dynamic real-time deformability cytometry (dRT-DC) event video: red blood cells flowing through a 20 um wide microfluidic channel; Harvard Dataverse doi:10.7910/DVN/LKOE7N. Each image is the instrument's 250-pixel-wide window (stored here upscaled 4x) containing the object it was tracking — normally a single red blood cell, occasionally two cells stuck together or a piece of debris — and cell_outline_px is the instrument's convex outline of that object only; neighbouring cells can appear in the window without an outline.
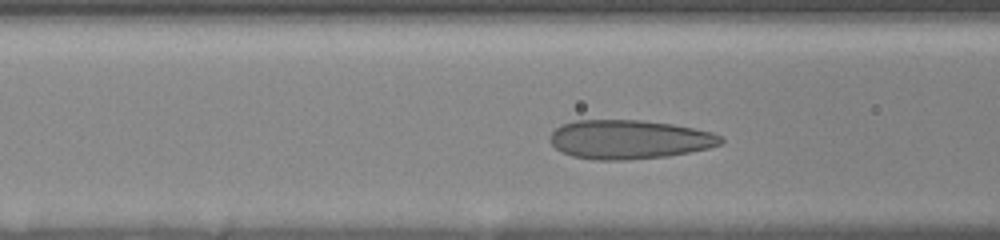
{"species": "human", "species_latin": "Homo sapiens", "temperature_condition": "room temperature", "stored_images_in_passage": 39, "camera_frame_rate_fps": 3000, "um_per_image_px": 0.085, "donor": {"sex": "female"}, "frame": {"image": 1, "passage_image": 17, "time_ms": 4.0, "image_size_px": [1000, 240], "cell_outline_px": [[724, 140], [720, 144], [708, 148], [668, 156], [624, 160], [592, 160], [572, 156], [560, 152], [552, 144], [552, 132], [560, 124], [572, 120], [640, 120], [672, 124], [712, 132], [720, 136]], "centroid_in_image_um": [53.45, 11.85], "position_along_channel_um": 113.2, "area_um2": 38.78}}
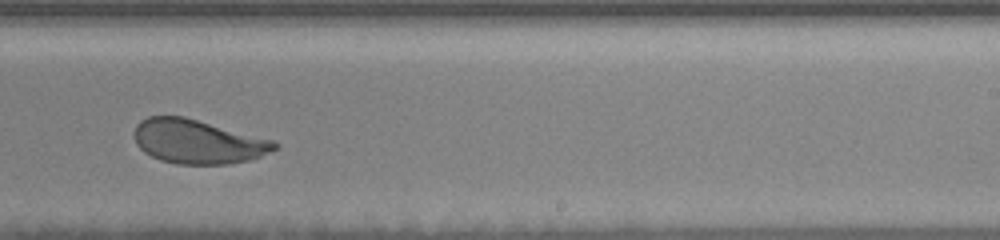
{"frame": {"image": 2, "passage_image": 28, "time_ms": 8.333, "image_size_px": [1000, 240], "cell_outline_px": [[280, 148], [260, 156], [248, 160], [228, 164], [176, 164], [160, 160], [144, 152], [136, 144], [136, 124], [140, 120], [148, 116], [184, 116], [276, 140], [280, 144]], "centroid_in_image_um": [16.87, 12.03], "position_along_channel_um": 272.1, "area_um2": 36.3}}
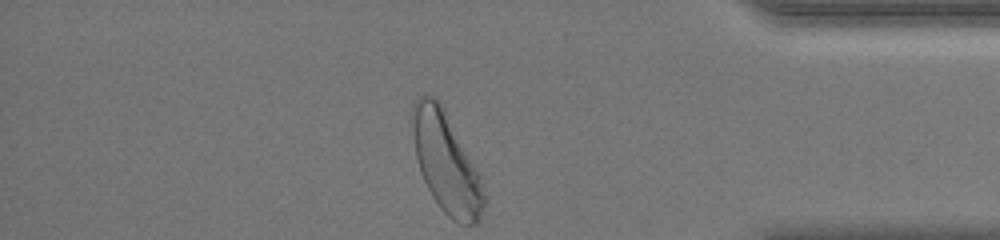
{"frame": {"image": 3, "passage_image": 39, "time_ms": 12.333, "image_size_px": [1000, 240], "cell_outline_px": [[488, 200], [476, 224], [460, 224], [452, 220], [440, 208], [432, 196], [420, 172], [416, 156], [412, 116], [412, 104], [420, 96], [436, 96], [444, 108], [480, 176]], "centroid_in_image_um": [37.95, 13.86], "position_along_channel_um": 397.3, "area_um2": 41.38}, "authors_computed_cell_mechanics": {"area_um2": 37.9746, "velocity_mm_per_s": 3.677, "shape_relaxation_time_tau1_ms": 2.8826, "shape_relaxation_time_tau2_ms": null, "deformation_change_tau1": 0.1268, "deformation_change_tau2": null}}